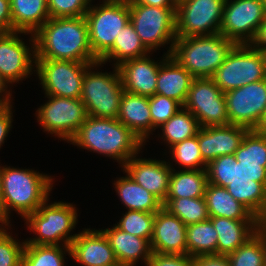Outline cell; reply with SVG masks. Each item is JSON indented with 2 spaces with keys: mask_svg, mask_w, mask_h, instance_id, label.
Here are the masks:
<instances>
[{
  "mask_svg": "<svg viewBox=\"0 0 266 266\" xmlns=\"http://www.w3.org/2000/svg\"><path fill=\"white\" fill-rule=\"evenodd\" d=\"M36 59L95 63L85 16L49 18L35 33Z\"/></svg>",
  "mask_w": 266,
  "mask_h": 266,
  "instance_id": "cell-1",
  "label": "cell"
},
{
  "mask_svg": "<svg viewBox=\"0 0 266 266\" xmlns=\"http://www.w3.org/2000/svg\"><path fill=\"white\" fill-rule=\"evenodd\" d=\"M72 144L106 155L123 165L137 155L143 142L118 119L88 116Z\"/></svg>",
  "mask_w": 266,
  "mask_h": 266,
  "instance_id": "cell-2",
  "label": "cell"
},
{
  "mask_svg": "<svg viewBox=\"0 0 266 266\" xmlns=\"http://www.w3.org/2000/svg\"><path fill=\"white\" fill-rule=\"evenodd\" d=\"M30 169L2 167V220L9 225L10 210L24 219L46 200L53 187V178Z\"/></svg>",
  "mask_w": 266,
  "mask_h": 266,
  "instance_id": "cell-3",
  "label": "cell"
},
{
  "mask_svg": "<svg viewBox=\"0 0 266 266\" xmlns=\"http://www.w3.org/2000/svg\"><path fill=\"white\" fill-rule=\"evenodd\" d=\"M208 183L225 187L235 200L266 222V187L253 181L234 154L220 156L207 164Z\"/></svg>",
  "mask_w": 266,
  "mask_h": 266,
  "instance_id": "cell-4",
  "label": "cell"
},
{
  "mask_svg": "<svg viewBox=\"0 0 266 266\" xmlns=\"http://www.w3.org/2000/svg\"><path fill=\"white\" fill-rule=\"evenodd\" d=\"M235 45L220 33L177 37L170 56L194 78H211Z\"/></svg>",
  "mask_w": 266,
  "mask_h": 266,
  "instance_id": "cell-5",
  "label": "cell"
},
{
  "mask_svg": "<svg viewBox=\"0 0 266 266\" xmlns=\"http://www.w3.org/2000/svg\"><path fill=\"white\" fill-rule=\"evenodd\" d=\"M46 200L34 213L29 214L25 220L30 231L37 233L38 237L25 240V244L70 246L77 234L70 232L77 224V209L73 204L54 202L47 204Z\"/></svg>",
  "mask_w": 266,
  "mask_h": 266,
  "instance_id": "cell-6",
  "label": "cell"
},
{
  "mask_svg": "<svg viewBox=\"0 0 266 266\" xmlns=\"http://www.w3.org/2000/svg\"><path fill=\"white\" fill-rule=\"evenodd\" d=\"M102 64L98 61L86 69L80 99L88 116L117 119L124 93L121 76L117 66H114L113 74L91 71L93 67Z\"/></svg>",
  "mask_w": 266,
  "mask_h": 266,
  "instance_id": "cell-7",
  "label": "cell"
},
{
  "mask_svg": "<svg viewBox=\"0 0 266 266\" xmlns=\"http://www.w3.org/2000/svg\"><path fill=\"white\" fill-rule=\"evenodd\" d=\"M211 79L223 93L266 79V54L250 44H236Z\"/></svg>",
  "mask_w": 266,
  "mask_h": 266,
  "instance_id": "cell-8",
  "label": "cell"
},
{
  "mask_svg": "<svg viewBox=\"0 0 266 266\" xmlns=\"http://www.w3.org/2000/svg\"><path fill=\"white\" fill-rule=\"evenodd\" d=\"M129 11L130 22L144 46L151 52L166 43H171L166 52L170 55L177 38L176 8H160L132 1L129 4Z\"/></svg>",
  "mask_w": 266,
  "mask_h": 266,
  "instance_id": "cell-9",
  "label": "cell"
},
{
  "mask_svg": "<svg viewBox=\"0 0 266 266\" xmlns=\"http://www.w3.org/2000/svg\"><path fill=\"white\" fill-rule=\"evenodd\" d=\"M85 19L90 47L100 59L113 46L121 29L130 22L129 5L102 3L96 7L90 6Z\"/></svg>",
  "mask_w": 266,
  "mask_h": 266,
  "instance_id": "cell-10",
  "label": "cell"
},
{
  "mask_svg": "<svg viewBox=\"0 0 266 266\" xmlns=\"http://www.w3.org/2000/svg\"><path fill=\"white\" fill-rule=\"evenodd\" d=\"M225 0H178L176 37L218 34Z\"/></svg>",
  "mask_w": 266,
  "mask_h": 266,
  "instance_id": "cell-11",
  "label": "cell"
},
{
  "mask_svg": "<svg viewBox=\"0 0 266 266\" xmlns=\"http://www.w3.org/2000/svg\"><path fill=\"white\" fill-rule=\"evenodd\" d=\"M35 67L45 95L79 99L86 69L93 63L36 59Z\"/></svg>",
  "mask_w": 266,
  "mask_h": 266,
  "instance_id": "cell-12",
  "label": "cell"
},
{
  "mask_svg": "<svg viewBox=\"0 0 266 266\" xmlns=\"http://www.w3.org/2000/svg\"><path fill=\"white\" fill-rule=\"evenodd\" d=\"M48 102L37 110V120L45 131L71 141L88 117L82 100L46 95Z\"/></svg>",
  "mask_w": 266,
  "mask_h": 266,
  "instance_id": "cell-13",
  "label": "cell"
},
{
  "mask_svg": "<svg viewBox=\"0 0 266 266\" xmlns=\"http://www.w3.org/2000/svg\"><path fill=\"white\" fill-rule=\"evenodd\" d=\"M265 17L262 0H225L219 33L235 44H250Z\"/></svg>",
  "mask_w": 266,
  "mask_h": 266,
  "instance_id": "cell-14",
  "label": "cell"
},
{
  "mask_svg": "<svg viewBox=\"0 0 266 266\" xmlns=\"http://www.w3.org/2000/svg\"><path fill=\"white\" fill-rule=\"evenodd\" d=\"M183 108L201 127L230 125L225 95L211 78L193 79Z\"/></svg>",
  "mask_w": 266,
  "mask_h": 266,
  "instance_id": "cell-15",
  "label": "cell"
},
{
  "mask_svg": "<svg viewBox=\"0 0 266 266\" xmlns=\"http://www.w3.org/2000/svg\"><path fill=\"white\" fill-rule=\"evenodd\" d=\"M229 122L255 130L266 108V79L224 93Z\"/></svg>",
  "mask_w": 266,
  "mask_h": 266,
  "instance_id": "cell-16",
  "label": "cell"
},
{
  "mask_svg": "<svg viewBox=\"0 0 266 266\" xmlns=\"http://www.w3.org/2000/svg\"><path fill=\"white\" fill-rule=\"evenodd\" d=\"M19 33L25 34V32L14 31L0 35V79L6 86L28 77L34 69L32 66H36L34 34H32V38L30 37L33 46L31 49L18 37Z\"/></svg>",
  "mask_w": 266,
  "mask_h": 266,
  "instance_id": "cell-17",
  "label": "cell"
},
{
  "mask_svg": "<svg viewBox=\"0 0 266 266\" xmlns=\"http://www.w3.org/2000/svg\"><path fill=\"white\" fill-rule=\"evenodd\" d=\"M136 156L130 158L123 165V170L136 183L164 203L168 194L172 165L166 161L145 158L138 159Z\"/></svg>",
  "mask_w": 266,
  "mask_h": 266,
  "instance_id": "cell-18",
  "label": "cell"
},
{
  "mask_svg": "<svg viewBox=\"0 0 266 266\" xmlns=\"http://www.w3.org/2000/svg\"><path fill=\"white\" fill-rule=\"evenodd\" d=\"M150 247L160 254H187L186 225L164 207L155 213Z\"/></svg>",
  "mask_w": 266,
  "mask_h": 266,
  "instance_id": "cell-19",
  "label": "cell"
},
{
  "mask_svg": "<svg viewBox=\"0 0 266 266\" xmlns=\"http://www.w3.org/2000/svg\"><path fill=\"white\" fill-rule=\"evenodd\" d=\"M249 129L239 125L201 127L198 144L203 160H212L227 154H234L240 147Z\"/></svg>",
  "mask_w": 266,
  "mask_h": 266,
  "instance_id": "cell-20",
  "label": "cell"
},
{
  "mask_svg": "<svg viewBox=\"0 0 266 266\" xmlns=\"http://www.w3.org/2000/svg\"><path fill=\"white\" fill-rule=\"evenodd\" d=\"M70 249V256L84 266H106L117 262L102 229L83 230L72 241Z\"/></svg>",
  "mask_w": 266,
  "mask_h": 266,
  "instance_id": "cell-21",
  "label": "cell"
},
{
  "mask_svg": "<svg viewBox=\"0 0 266 266\" xmlns=\"http://www.w3.org/2000/svg\"><path fill=\"white\" fill-rule=\"evenodd\" d=\"M147 55L130 59L118 65L124 91L141 96H153L161 62H154Z\"/></svg>",
  "mask_w": 266,
  "mask_h": 266,
  "instance_id": "cell-22",
  "label": "cell"
},
{
  "mask_svg": "<svg viewBox=\"0 0 266 266\" xmlns=\"http://www.w3.org/2000/svg\"><path fill=\"white\" fill-rule=\"evenodd\" d=\"M217 232V254L229 255L253 237L263 223L260 220L209 218Z\"/></svg>",
  "mask_w": 266,
  "mask_h": 266,
  "instance_id": "cell-23",
  "label": "cell"
},
{
  "mask_svg": "<svg viewBox=\"0 0 266 266\" xmlns=\"http://www.w3.org/2000/svg\"><path fill=\"white\" fill-rule=\"evenodd\" d=\"M165 55L159 67L155 94L172 98L183 106L194 77L173 57Z\"/></svg>",
  "mask_w": 266,
  "mask_h": 266,
  "instance_id": "cell-24",
  "label": "cell"
},
{
  "mask_svg": "<svg viewBox=\"0 0 266 266\" xmlns=\"http://www.w3.org/2000/svg\"><path fill=\"white\" fill-rule=\"evenodd\" d=\"M117 119L145 143L152 131L149 97L124 91Z\"/></svg>",
  "mask_w": 266,
  "mask_h": 266,
  "instance_id": "cell-25",
  "label": "cell"
},
{
  "mask_svg": "<svg viewBox=\"0 0 266 266\" xmlns=\"http://www.w3.org/2000/svg\"><path fill=\"white\" fill-rule=\"evenodd\" d=\"M118 262L127 266H135L141 259L148 264L152 254L150 242L135 235L122 231L116 225L113 228L103 229Z\"/></svg>",
  "mask_w": 266,
  "mask_h": 266,
  "instance_id": "cell-26",
  "label": "cell"
},
{
  "mask_svg": "<svg viewBox=\"0 0 266 266\" xmlns=\"http://www.w3.org/2000/svg\"><path fill=\"white\" fill-rule=\"evenodd\" d=\"M234 155L247 175L266 187V135L249 130Z\"/></svg>",
  "mask_w": 266,
  "mask_h": 266,
  "instance_id": "cell-27",
  "label": "cell"
},
{
  "mask_svg": "<svg viewBox=\"0 0 266 266\" xmlns=\"http://www.w3.org/2000/svg\"><path fill=\"white\" fill-rule=\"evenodd\" d=\"M204 199L210 217H225L233 220H259L248 208L235 200L225 187L208 183Z\"/></svg>",
  "mask_w": 266,
  "mask_h": 266,
  "instance_id": "cell-28",
  "label": "cell"
},
{
  "mask_svg": "<svg viewBox=\"0 0 266 266\" xmlns=\"http://www.w3.org/2000/svg\"><path fill=\"white\" fill-rule=\"evenodd\" d=\"M14 31L34 34L49 18L47 0H10Z\"/></svg>",
  "mask_w": 266,
  "mask_h": 266,
  "instance_id": "cell-29",
  "label": "cell"
},
{
  "mask_svg": "<svg viewBox=\"0 0 266 266\" xmlns=\"http://www.w3.org/2000/svg\"><path fill=\"white\" fill-rule=\"evenodd\" d=\"M114 182L115 191L127 210L156 213L163 207L156 196L136 183L127 173Z\"/></svg>",
  "mask_w": 266,
  "mask_h": 266,
  "instance_id": "cell-30",
  "label": "cell"
},
{
  "mask_svg": "<svg viewBox=\"0 0 266 266\" xmlns=\"http://www.w3.org/2000/svg\"><path fill=\"white\" fill-rule=\"evenodd\" d=\"M172 169L166 199L204 197L208 184L206 169Z\"/></svg>",
  "mask_w": 266,
  "mask_h": 266,
  "instance_id": "cell-31",
  "label": "cell"
},
{
  "mask_svg": "<svg viewBox=\"0 0 266 266\" xmlns=\"http://www.w3.org/2000/svg\"><path fill=\"white\" fill-rule=\"evenodd\" d=\"M150 54V51L144 46L140 37L137 35L131 22L121 29L120 34L116 36L113 46L99 59L105 64L112 58L117 62L115 66L130 59L140 58Z\"/></svg>",
  "mask_w": 266,
  "mask_h": 266,
  "instance_id": "cell-32",
  "label": "cell"
},
{
  "mask_svg": "<svg viewBox=\"0 0 266 266\" xmlns=\"http://www.w3.org/2000/svg\"><path fill=\"white\" fill-rule=\"evenodd\" d=\"M217 232L210 219L186 226L187 255L217 254Z\"/></svg>",
  "mask_w": 266,
  "mask_h": 266,
  "instance_id": "cell-33",
  "label": "cell"
},
{
  "mask_svg": "<svg viewBox=\"0 0 266 266\" xmlns=\"http://www.w3.org/2000/svg\"><path fill=\"white\" fill-rule=\"evenodd\" d=\"M160 128L163 132L162 139L166 140L170 148L185 139L196 136L201 126L197 118L182 107Z\"/></svg>",
  "mask_w": 266,
  "mask_h": 266,
  "instance_id": "cell-34",
  "label": "cell"
},
{
  "mask_svg": "<svg viewBox=\"0 0 266 266\" xmlns=\"http://www.w3.org/2000/svg\"><path fill=\"white\" fill-rule=\"evenodd\" d=\"M65 251L71 255L70 246H64L63 244H25L22 254V266H64Z\"/></svg>",
  "mask_w": 266,
  "mask_h": 266,
  "instance_id": "cell-35",
  "label": "cell"
},
{
  "mask_svg": "<svg viewBox=\"0 0 266 266\" xmlns=\"http://www.w3.org/2000/svg\"><path fill=\"white\" fill-rule=\"evenodd\" d=\"M163 207L186 226L210 218L204 197L165 199Z\"/></svg>",
  "mask_w": 266,
  "mask_h": 266,
  "instance_id": "cell-36",
  "label": "cell"
},
{
  "mask_svg": "<svg viewBox=\"0 0 266 266\" xmlns=\"http://www.w3.org/2000/svg\"><path fill=\"white\" fill-rule=\"evenodd\" d=\"M227 257L230 266H264L263 223L253 237Z\"/></svg>",
  "mask_w": 266,
  "mask_h": 266,
  "instance_id": "cell-37",
  "label": "cell"
},
{
  "mask_svg": "<svg viewBox=\"0 0 266 266\" xmlns=\"http://www.w3.org/2000/svg\"><path fill=\"white\" fill-rule=\"evenodd\" d=\"M172 159L186 170L206 169L198 144V134L170 147ZM200 166V167H199ZM202 166V167H201Z\"/></svg>",
  "mask_w": 266,
  "mask_h": 266,
  "instance_id": "cell-38",
  "label": "cell"
},
{
  "mask_svg": "<svg viewBox=\"0 0 266 266\" xmlns=\"http://www.w3.org/2000/svg\"><path fill=\"white\" fill-rule=\"evenodd\" d=\"M154 219L155 213L128 210L119 223L115 225L124 232L145 238L150 242Z\"/></svg>",
  "mask_w": 266,
  "mask_h": 266,
  "instance_id": "cell-39",
  "label": "cell"
},
{
  "mask_svg": "<svg viewBox=\"0 0 266 266\" xmlns=\"http://www.w3.org/2000/svg\"><path fill=\"white\" fill-rule=\"evenodd\" d=\"M183 106L176 100L155 94L149 97L152 131L162 126ZM156 127V128H155Z\"/></svg>",
  "mask_w": 266,
  "mask_h": 266,
  "instance_id": "cell-40",
  "label": "cell"
},
{
  "mask_svg": "<svg viewBox=\"0 0 266 266\" xmlns=\"http://www.w3.org/2000/svg\"><path fill=\"white\" fill-rule=\"evenodd\" d=\"M5 226L0 230V266H22L24 242H17ZM22 243V244H21Z\"/></svg>",
  "mask_w": 266,
  "mask_h": 266,
  "instance_id": "cell-41",
  "label": "cell"
},
{
  "mask_svg": "<svg viewBox=\"0 0 266 266\" xmlns=\"http://www.w3.org/2000/svg\"><path fill=\"white\" fill-rule=\"evenodd\" d=\"M92 0H47L50 18L85 16Z\"/></svg>",
  "mask_w": 266,
  "mask_h": 266,
  "instance_id": "cell-42",
  "label": "cell"
},
{
  "mask_svg": "<svg viewBox=\"0 0 266 266\" xmlns=\"http://www.w3.org/2000/svg\"><path fill=\"white\" fill-rule=\"evenodd\" d=\"M147 266H195L193 257L181 254H160L152 252Z\"/></svg>",
  "mask_w": 266,
  "mask_h": 266,
  "instance_id": "cell-43",
  "label": "cell"
},
{
  "mask_svg": "<svg viewBox=\"0 0 266 266\" xmlns=\"http://www.w3.org/2000/svg\"><path fill=\"white\" fill-rule=\"evenodd\" d=\"M14 32L10 0H0V35Z\"/></svg>",
  "mask_w": 266,
  "mask_h": 266,
  "instance_id": "cell-44",
  "label": "cell"
},
{
  "mask_svg": "<svg viewBox=\"0 0 266 266\" xmlns=\"http://www.w3.org/2000/svg\"><path fill=\"white\" fill-rule=\"evenodd\" d=\"M195 266H230L227 255L205 254L193 257Z\"/></svg>",
  "mask_w": 266,
  "mask_h": 266,
  "instance_id": "cell-45",
  "label": "cell"
},
{
  "mask_svg": "<svg viewBox=\"0 0 266 266\" xmlns=\"http://www.w3.org/2000/svg\"><path fill=\"white\" fill-rule=\"evenodd\" d=\"M12 105L10 104L1 114H0V148L5 142V138L8 136L12 125Z\"/></svg>",
  "mask_w": 266,
  "mask_h": 266,
  "instance_id": "cell-46",
  "label": "cell"
},
{
  "mask_svg": "<svg viewBox=\"0 0 266 266\" xmlns=\"http://www.w3.org/2000/svg\"><path fill=\"white\" fill-rule=\"evenodd\" d=\"M250 45L263 53L266 54V17L260 24L259 29L256 33L255 38L250 43Z\"/></svg>",
  "mask_w": 266,
  "mask_h": 266,
  "instance_id": "cell-47",
  "label": "cell"
},
{
  "mask_svg": "<svg viewBox=\"0 0 266 266\" xmlns=\"http://www.w3.org/2000/svg\"><path fill=\"white\" fill-rule=\"evenodd\" d=\"M133 2L160 8H176L178 0H133Z\"/></svg>",
  "mask_w": 266,
  "mask_h": 266,
  "instance_id": "cell-48",
  "label": "cell"
},
{
  "mask_svg": "<svg viewBox=\"0 0 266 266\" xmlns=\"http://www.w3.org/2000/svg\"><path fill=\"white\" fill-rule=\"evenodd\" d=\"M255 131L260 133V134L266 135V108H265L264 114H263L259 124L255 128Z\"/></svg>",
  "mask_w": 266,
  "mask_h": 266,
  "instance_id": "cell-49",
  "label": "cell"
},
{
  "mask_svg": "<svg viewBox=\"0 0 266 266\" xmlns=\"http://www.w3.org/2000/svg\"><path fill=\"white\" fill-rule=\"evenodd\" d=\"M4 92V93H3ZM4 95H1V94ZM4 97V98H11V93L9 90H7V86L4 84V82L0 79V97Z\"/></svg>",
  "mask_w": 266,
  "mask_h": 266,
  "instance_id": "cell-50",
  "label": "cell"
},
{
  "mask_svg": "<svg viewBox=\"0 0 266 266\" xmlns=\"http://www.w3.org/2000/svg\"><path fill=\"white\" fill-rule=\"evenodd\" d=\"M10 98L0 97V114L11 104Z\"/></svg>",
  "mask_w": 266,
  "mask_h": 266,
  "instance_id": "cell-51",
  "label": "cell"
},
{
  "mask_svg": "<svg viewBox=\"0 0 266 266\" xmlns=\"http://www.w3.org/2000/svg\"><path fill=\"white\" fill-rule=\"evenodd\" d=\"M264 266H266V222H263Z\"/></svg>",
  "mask_w": 266,
  "mask_h": 266,
  "instance_id": "cell-52",
  "label": "cell"
},
{
  "mask_svg": "<svg viewBox=\"0 0 266 266\" xmlns=\"http://www.w3.org/2000/svg\"><path fill=\"white\" fill-rule=\"evenodd\" d=\"M133 0H104L103 3H113V4H127L129 5Z\"/></svg>",
  "mask_w": 266,
  "mask_h": 266,
  "instance_id": "cell-53",
  "label": "cell"
},
{
  "mask_svg": "<svg viewBox=\"0 0 266 266\" xmlns=\"http://www.w3.org/2000/svg\"><path fill=\"white\" fill-rule=\"evenodd\" d=\"M0 217L2 218V166H0Z\"/></svg>",
  "mask_w": 266,
  "mask_h": 266,
  "instance_id": "cell-54",
  "label": "cell"
},
{
  "mask_svg": "<svg viewBox=\"0 0 266 266\" xmlns=\"http://www.w3.org/2000/svg\"><path fill=\"white\" fill-rule=\"evenodd\" d=\"M106 266H127V265H125V264H122V263H120V262H115V263H113V264H110V265H106Z\"/></svg>",
  "mask_w": 266,
  "mask_h": 266,
  "instance_id": "cell-55",
  "label": "cell"
},
{
  "mask_svg": "<svg viewBox=\"0 0 266 266\" xmlns=\"http://www.w3.org/2000/svg\"><path fill=\"white\" fill-rule=\"evenodd\" d=\"M0 230L4 227L3 225H6L5 222L2 220V218L0 217ZM2 226V227H1Z\"/></svg>",
  "mask_w": 266,
  "mask_h": 266,
  "instance_id": "cell-56",
  "label": "cell"
},
{
  "mask_svg": "<svg viewBox=\"0 0 266 266\" xmlns=\"http://www.w3.org/2000/svg\"><path fill=\"white\" fill-rule=\"evenodd\" d=\"M262 3H263V5H264L265 14H266V0H262Z\"/></svg>",
  "mask_w": 266,
  "mask_h": 266,
  "instance_id": "cell-57",
  "label": "cell"
}]
</instances>
